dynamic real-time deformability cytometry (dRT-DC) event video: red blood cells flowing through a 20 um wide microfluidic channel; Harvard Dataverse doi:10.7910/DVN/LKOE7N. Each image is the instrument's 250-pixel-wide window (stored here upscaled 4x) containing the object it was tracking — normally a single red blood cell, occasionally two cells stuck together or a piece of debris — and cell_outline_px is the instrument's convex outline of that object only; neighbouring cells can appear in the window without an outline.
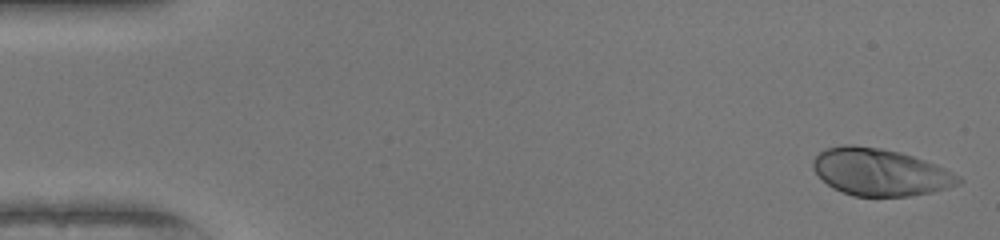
{"species": "human", "species_latin": "Homo sapiens", "temperature_condition": "warm", "stored_images_in_passage": 49, "camera_frame_rate_fps": 3000, "um_per_image_px": 0.085, "donor": {"sex": "female"}, "frame": {"image": 1, "passage_image": 1, "time_ms": 0.0, "image_size_px": [1000, 240], "cell_outline_px": [[964, 180], [960, 184], [948, 188], [932, 192], [908, 196], [852, 196], [832, 188], [812, 168], [812, 160], [820, 152], [828, 148], [844, 144], [852, 144], [880, 148], [900, 152], [936, 164], [960, 176]], "centroid_in_image_um": [74.82, 14.63], "position_along_channel_um": 10.2, "area_um2": 39.94}}
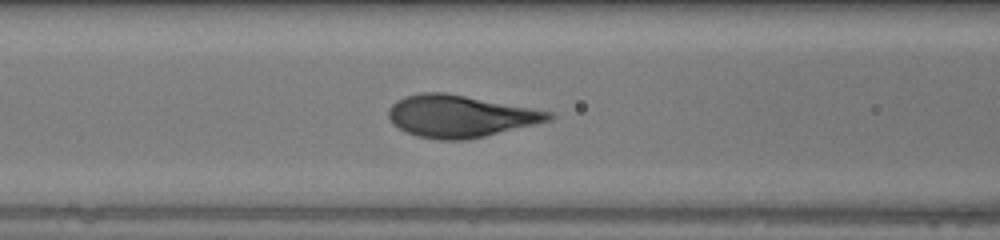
{"frame": {"image": 2, "passage_image": 20, "time_ms": 6.333, "image_size_px": [1000, 240], "cell_outline_px": [[556, 116], [552, 120], [484, 136], [464, 140], [440, 140], [416, 136], [392, 124], [388, 116], [388, 108], [396, 100], [404, 96], [420, 92], [444, 92], [556, 112]], "centroid_in_image_um": [39.12, 9.86], "position_along_channel_um": 127.5, "area_um2": 39.42}}
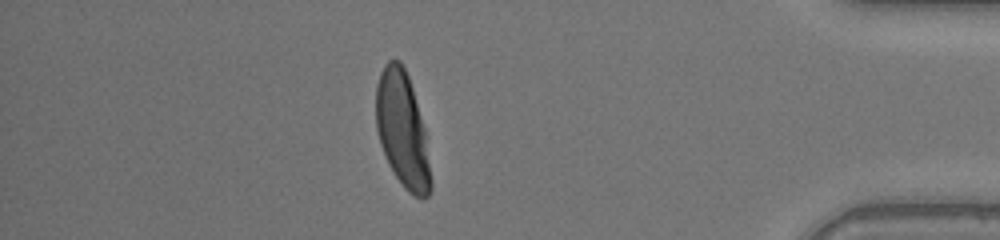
{"frame": {"image": 3, "passage_image": 43, "time_ms": 14.0, "image_size_px": [1000, 240], "cell_outline_px": [[432, 188], [428, 196], [424, 200], [420, 200], [408, 192], [404, 188], [388, 164], [380, 144], [376, 128], [376, 84], [380, 72], [384, 64], [388, 60], [400, 60], [408, 76], [412, 88], [424, 128], [432, 180]], "centroid_in_image_um": [34.2, 11.07], "position_along_channel_um": 401.0, "area_um2": 36.93}, "authors_computed_cell_mechanics": {"area_um2": 38.726, "velocity_mm_per_s": 4.1178, "shape_relaxation_time_tau1_ms": 3.3125, "shape_relaxation_time_tau2_ms": null, "deformation_change_tau1": 0.2433, "deformation_change_tau2": null}}